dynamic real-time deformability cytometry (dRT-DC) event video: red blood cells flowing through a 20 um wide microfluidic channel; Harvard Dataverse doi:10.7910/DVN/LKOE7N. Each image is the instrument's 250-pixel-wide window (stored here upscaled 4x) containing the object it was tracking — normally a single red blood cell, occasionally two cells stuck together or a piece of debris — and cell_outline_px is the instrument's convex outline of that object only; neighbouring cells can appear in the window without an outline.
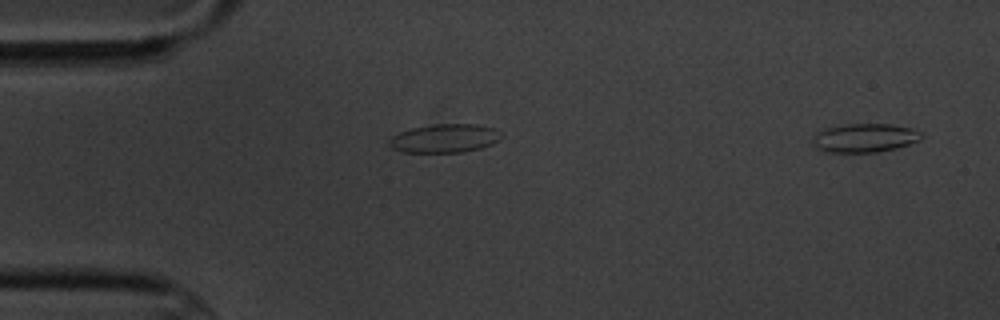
{"species": "common noctule bat (a hibernating species)", "species_latin": "Nyctalus noctula", "temperature_condition": "cold", "stored_images_in_passage": 4, "segment_of_instrument_passage": [2, 2], "camera_frame_rate_fps": 3000, "um_per_image_px": 0.085, "animal": {"sex": "male", "body_mass_g": 20.1, "forearm_length_mm": 53.5}, "frame": {"image": 1, "passage_image": 4, "time_ms": 3.333, "image_size_px": [1000, 320], "cell_outline_px": [[924, 136], [920, 140], [896, 148], [876, 152], [828, 152], [816, 148], [812, 144], [812, 136], [816, 132], [824, 128], [844, 124], [892, 124], [912, 128], [920, 132]], "centroid_in_image_um": [73.46, 11.71], "position_along_channel_um": 11.5, "area_um2": 18.38}}